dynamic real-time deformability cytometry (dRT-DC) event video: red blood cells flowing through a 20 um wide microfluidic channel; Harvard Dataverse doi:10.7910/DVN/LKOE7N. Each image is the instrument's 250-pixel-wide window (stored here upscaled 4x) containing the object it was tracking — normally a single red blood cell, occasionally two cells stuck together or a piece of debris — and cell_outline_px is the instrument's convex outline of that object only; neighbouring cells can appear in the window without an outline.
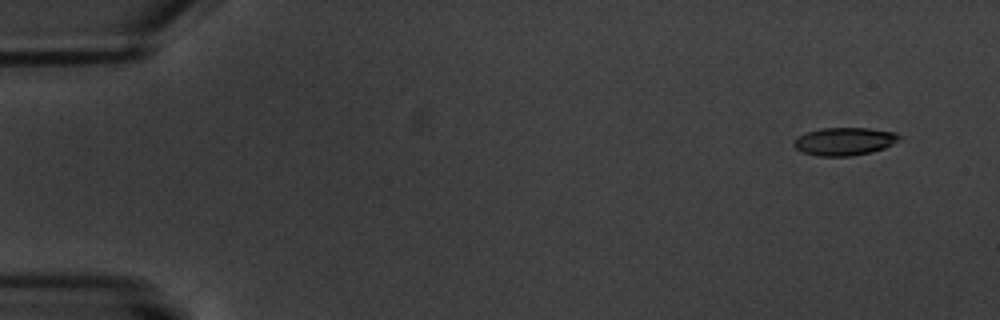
{"species": "common noctule bat (a hibernating species)", "species_latin": "Nyctalus noctula", "temperature_condition": "warm", "stored_images_in_passage": 10, "camera_frame_rate_fps": 3000, "um_per_image_px": 0.085, "animal": {"sex": "male", "body_mass_g": 20.1, "forearm_length_mm": 53.5}, "frame": {"image": 1, "passage_image": 1, "time_ms": 0.0, "image_size_px": [1000, 320], "cell_outline_px": [[904, 136], [892, 144], [884, 148], [872, 152], [852, 156], [816, 156], [804, 152], [796, 148], [792, 144], [800, 136], [808, 132], [824, 128], [868, 128], [896, 132]], "centroid_in_image_um": [71.84, 12.02], "position_along_channel_um": 13.2, "area_um2": 17.05}}
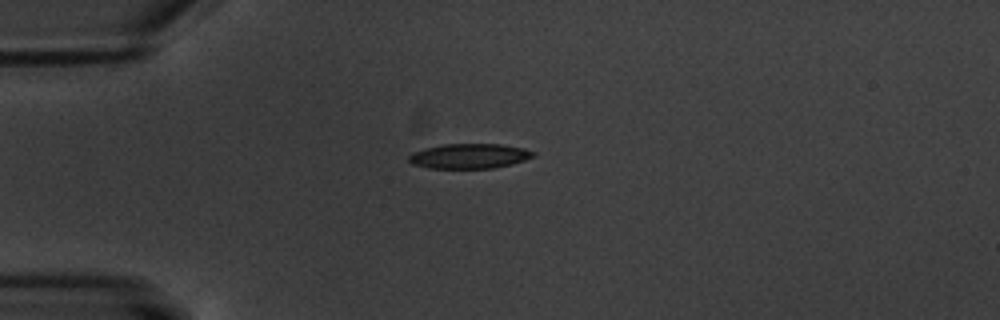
{"frame": {"image": 2, "passage_image": 4, "time_ms": 4.0, "image_size_px": [1000, 320], "cell_outline_px": [[536, 156], [512, 164], [492, 168], [428, 168], [412, 164], [408, 160], [408, 156], [412, 152], [424, 148], [444, 144], [500, 144], [524, 148], [536, 152]], "centroid_in_image_um": [39.89, 13.26], "position_along_channel_um": 45.1, "area_um2": 18.15}}
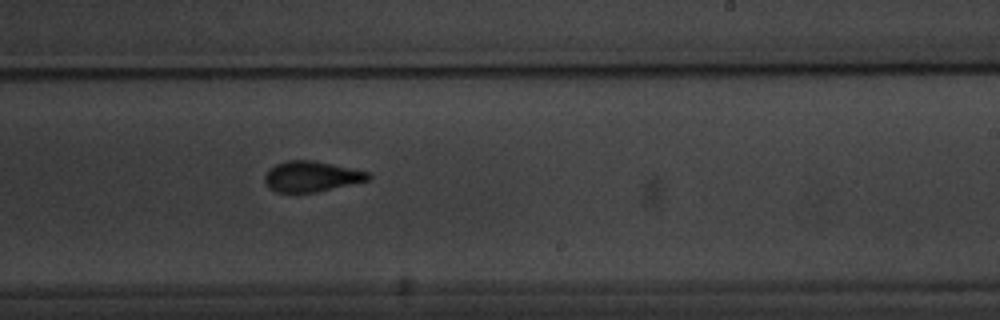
{"frame": {"image": 3, "passage_image": 10, "time_ms": 11.0, "image_size_px": [1000, 320], "cell_outline_px": [[372, 176], [368, 180], [316, 192], [276, 192], [264, 180], [264, 176], [268, 168], [276, 164], [288, 160], [312, 160], [372, 172]], "centroid_in_image_um": [26.49, 14.98], "position_along_channel_um": 262.5, "area_um2": 18.32}}